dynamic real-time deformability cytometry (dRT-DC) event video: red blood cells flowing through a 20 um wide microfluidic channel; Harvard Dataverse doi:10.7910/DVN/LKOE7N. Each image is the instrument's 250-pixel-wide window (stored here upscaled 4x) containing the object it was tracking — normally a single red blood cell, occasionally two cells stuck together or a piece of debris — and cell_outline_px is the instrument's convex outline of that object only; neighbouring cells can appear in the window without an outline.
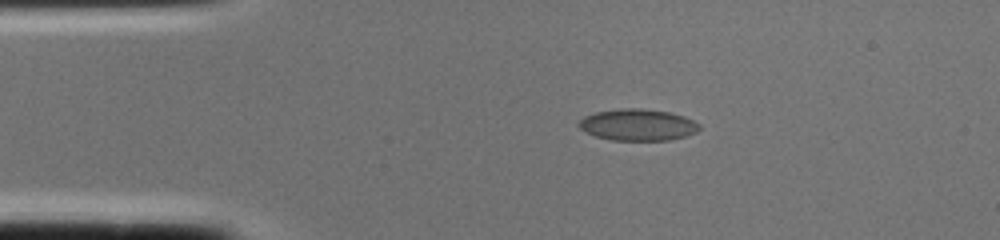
{"species": "common noctule bat (a hibernating species)", "species_latin": "Nyctalus noctula", "temperature_condition": "cold", "stored_images_in_passage": 1, "camera_frame_rate_fps": 3000, "um_per_image_px": 0.085, "animal": {"sex": "female", "body_mass_g": 22.0, "forearm_length_mm": 56.7}, "frame": {"image": 1, "passage_image": 1, "time_ms": 0.0, "image_size_px": [1000, 240], "cell_outline_px": [[700, 128], [696, 132], [684, 136], [668, 140], [612, 140], [596, 136], [580, 128], [576, 124], [584, 116], [596, 112], [620, 108], [640, 108], [668, 112], [684, 116], [700, 124]], "centroid_in_image_um": [54.2, 10.6], "position_along_channel_um": 30.8, "area_um2": 22.02}}